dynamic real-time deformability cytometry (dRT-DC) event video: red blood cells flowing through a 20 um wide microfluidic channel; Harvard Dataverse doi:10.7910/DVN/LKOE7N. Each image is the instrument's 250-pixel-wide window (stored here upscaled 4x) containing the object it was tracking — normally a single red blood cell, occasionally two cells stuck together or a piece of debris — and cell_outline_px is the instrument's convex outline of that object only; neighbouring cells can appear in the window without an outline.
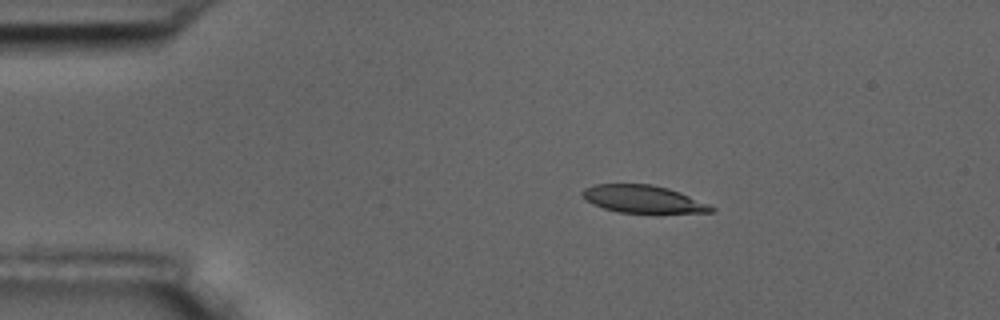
{"species": "common noctule bat (a hibernating species)", "species_latin": "Nyctalus noctula", "temperature_condition": "room temperature", "stored_images_in_passage": 5, "camera_frame_rate_fps": 3000, "um_per_image_px": 0.085, "animal": {"sex": "male", "body_mass_g": 17.5, "forearm_length_mm": 52.3}, "frame": {"image": 1, "passage_image": 2, "time_ms": 1.333, "image_size_px": [1000, 320], "cell_outline_px": [[716, 208], [712, 212], [620, 212], [604, 208], [592, 204], [580, 192], [584, 188], [596, 184], [652, 184], [668, 188], [680, 192], [708, 204]], "centroid_in_image_um": [54.64, 16.9], "position_along_channel_um": 30.4, "area_um2": 20.29}}
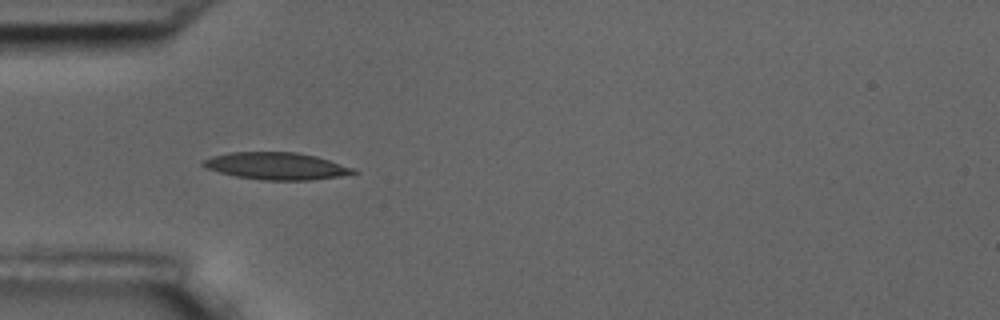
{"frame": {"image": 2, "passage_image": 4, "time_ms": 3.667, "image_size_px": [1000, 320], "cell_outline_px": [[360, 172], [340, 176], [308, 180], [264, 180], [236, 176], [220, 172], [208, 168], [200, 164], [200, 160], [212, 156], [232, 152], [296, 152], [316, 156], [356, 168]], "centroid_in_image_um": [23.51, 14.1], "position_along_channel_um": 61.5, "area_um2": 23.76}}